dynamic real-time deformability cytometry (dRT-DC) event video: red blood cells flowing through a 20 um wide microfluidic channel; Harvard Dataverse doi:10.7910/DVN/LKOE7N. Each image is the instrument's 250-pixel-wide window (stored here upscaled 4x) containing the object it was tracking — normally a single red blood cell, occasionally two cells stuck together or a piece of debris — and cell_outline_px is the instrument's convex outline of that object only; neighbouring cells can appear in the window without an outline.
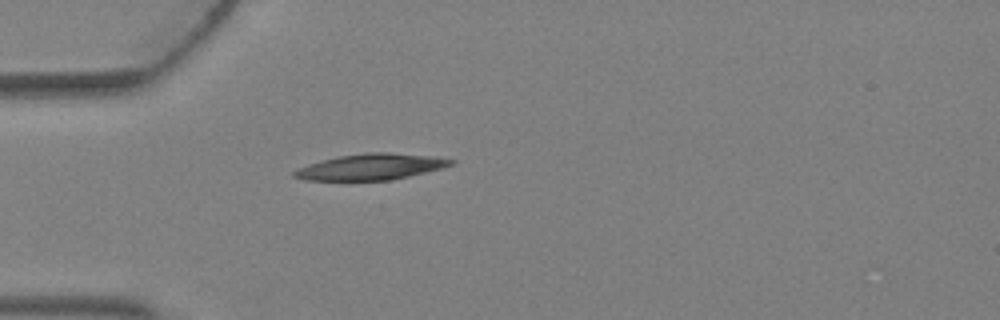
{"species": "Egyptian fruit bat (a non-hibernating species)", "species_latin": "Rousettus aegyptiacus", "temperature_condition": "warm", "stored_images_in_passage": 3, "camera_frame_rate_fps": 3000, "um_per_image_px": 0.085, "animal": {"sex": "female"}, "frame": {"image": 1, "passage_image": 3, "time_ms": 0.667, "image_size_px": [1000, 320], "cell_outline_px": [[456, 160], [452, 164], [440, 168], [408, 176], [388, 180], [304, 180], [292, 176], [292, 172], [308, 164], [340, 156], [368, 152], [388, 152], [428, 156]], "centroid_in_image_um": [31.48, 14.18], "position_along_channel_um": 53.5, "area_um2": 23.24}}